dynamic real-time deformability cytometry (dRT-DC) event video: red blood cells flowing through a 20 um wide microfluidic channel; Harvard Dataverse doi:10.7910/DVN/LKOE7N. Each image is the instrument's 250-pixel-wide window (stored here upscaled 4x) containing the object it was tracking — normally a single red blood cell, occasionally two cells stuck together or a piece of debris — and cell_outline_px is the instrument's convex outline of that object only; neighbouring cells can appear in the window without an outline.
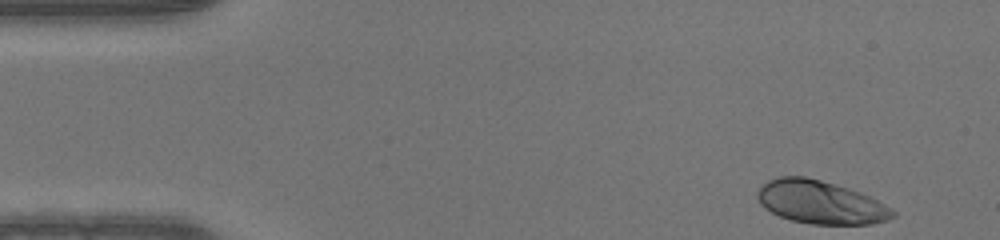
{"species": "human", "species_latin": "Homo sapiens", "temperature_condition": "warm", "stored_images_in_passage": 47, "camera_frame_rate_fps": 3000, "um_per_image_px": 0.085, "donor": {"sex": "male"}, "frame": {"image": 1, "passage_image": 1, "time_ms": 0.0, "image_size_px": [1000, 240], "cell_outline_px": [[896, 216], [888, 220], [872, 224], [812, 224], [792, 220], [780, 216], [764, 208], [760, 204], [756, 196], [756, 192], [768, 180], [776, 176], [804, 176], [820, 180], [848, 188], [860, 192], [876, 200], [896, 212]], "centroid_in_image_um": [69.72, 17.19], "position_along_channel_um": 15.3, "area_um2": 33.87}}
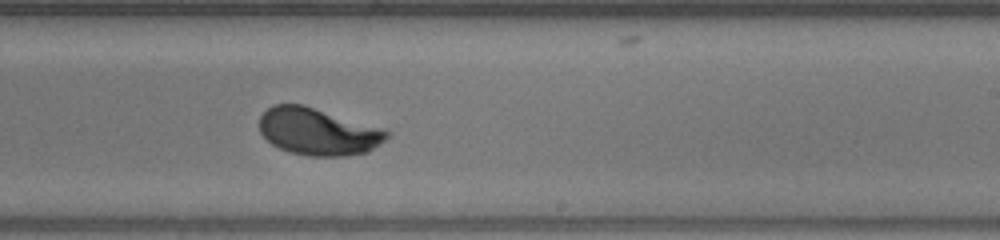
{"frame": {"image": 2, "passage_image": 27, "time_ms": 8.667, "image_size_px": [1000, 240], "cell_outline_px": [[392, 132], [384, 140], [368, 152], [344, 156], [308, 156], [292, 152], [280, 148], [272, 144], [260, 132], [260, 116], [272, 104], [304, 104], [384, 128]], "centroid_in_image_um": [27.06, 11.17], "position_along_channel_um": 261.9, "area_um2": 35.08}}
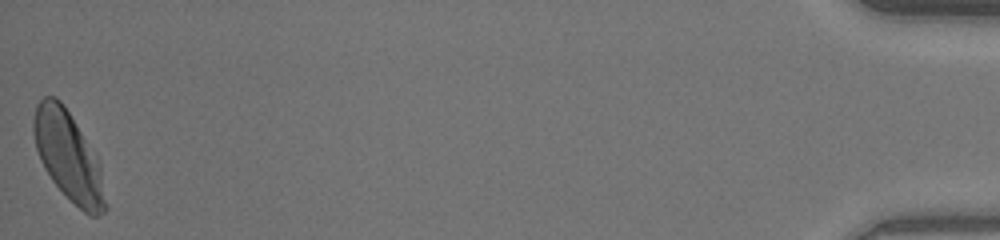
{"frame": {"image": 3, "passage_image": 47, "time_ms": 15.333, "image_size_px": [1000, 240], "cell_outline_px": [[108, 208], [100, 216], [92, 216], [84, 212], [52, 180], [44, 168], [40, 160], [36, 148], [32, 132], [32, 120], [36, 104], [44, 96], [56, 96], [60, 100], [76, 124], [96, 156], [100, 168], [108, 204]], "centroid_in_image_um": [5.8, 13.28], "position_along_channel_um": 429.4, "area_um2": 36.93}}